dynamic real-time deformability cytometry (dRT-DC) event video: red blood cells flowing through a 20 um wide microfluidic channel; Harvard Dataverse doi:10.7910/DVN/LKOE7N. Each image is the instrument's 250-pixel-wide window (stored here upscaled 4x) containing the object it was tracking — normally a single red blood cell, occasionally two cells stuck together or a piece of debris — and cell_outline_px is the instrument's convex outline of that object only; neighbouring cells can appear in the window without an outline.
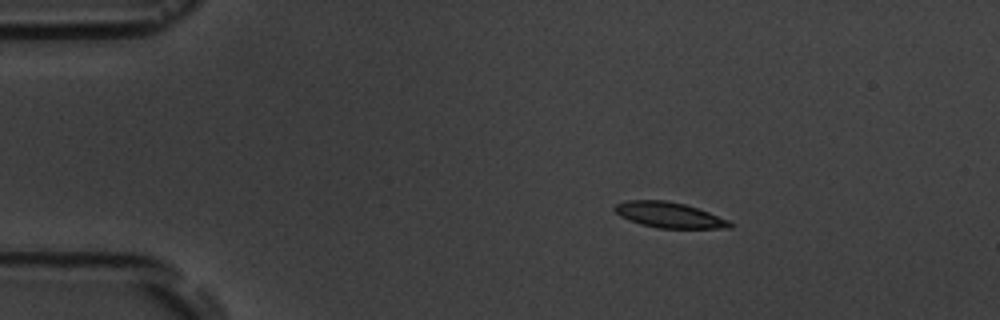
{"species": "common noctule bat (a hibernating species)", "species_latin": "Nyctalus noctula", "temperature_condition": "room temperature", "stored_images_in_passage": 4, "camera_frame_rate_fps": 3000, "um_per_image_px": 0.085, "animal": {"sex": "male", "body_mass_g": 19.5, "forearm_length_mm": 54.6}, "frame": {"image": 1, "passage_image": 2, "time_ms": 1.333, "image_size_px": [1000, 320], "cell_outline_px": [[732, 228], [656, 228], [640, 224], [628, 220], [620, 216], [612, 208], [616, 204], [624, 200], [668, 200], [684, 204], [708, 212], [728, 220], [732, 224]], "centroid_in_image_um": [56.82, 18.27], "position_along_channel_um": 28.2, "area_um2": 17.17}}